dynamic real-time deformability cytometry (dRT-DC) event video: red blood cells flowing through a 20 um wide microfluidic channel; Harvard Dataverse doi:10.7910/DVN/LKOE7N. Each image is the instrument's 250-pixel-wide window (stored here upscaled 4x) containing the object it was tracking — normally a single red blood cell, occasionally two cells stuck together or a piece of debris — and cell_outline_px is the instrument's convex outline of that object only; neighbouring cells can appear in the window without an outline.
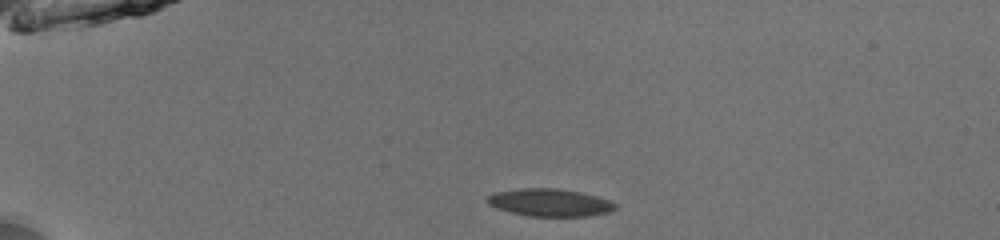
{"species": "common noctule bat (a hibernating species)", "species_latin": "Nyctalus noctula", "temperature_condition": "room temperature", "stored_images_in_passage": 24, "camera_frame_rate_fps": 3000, "um_per_image_px": 0.085, "animal": {"sex": "male", "body_mass_g": 13.0, "forearm_length_mm": 53.1}, "frame": {"image": 1, "passage_image": 1, "time_ms": 0.0, "image_size_px": [1000, 240], "cell_outline_px": [[616, 208], [608, 212], [588, 216], [528, 216], [512, 212], [488, 204], [488, 196], [496, 192], [520, 188], [556, 188], [580, 192], [596, 196], [608, 200], [616, 204]], "centroid_in_image_um": [46.75, 17.21], "position_along_channel_um": 38.2, "area_um2": 20.23}}
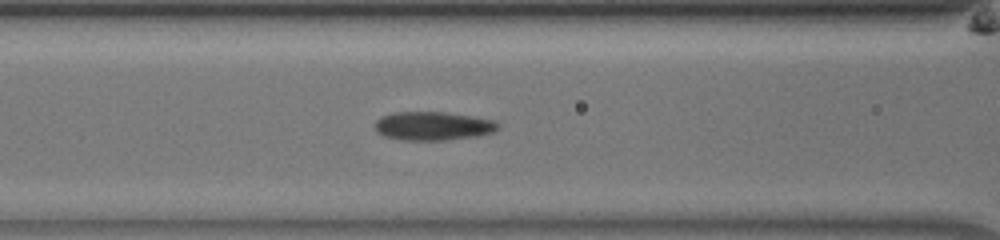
{"frame": {"image": 2, "passage_image": 12, "time_ms": 3.667, "image_size_px": [1000, 240], "cell_outline_px": [[500, 128], [492, 132], [476, 136], [448, 140], [400, 140], [384, 136], [376, 128], [376, 120], [380, 116], [392, 112], [444, 112], [472, 116], [492, 120], [500, 124]], "centroid_in_image_um": [36.81, 10.7], "position_along_channel_um": 129.8, "area_um2": 20.52}}
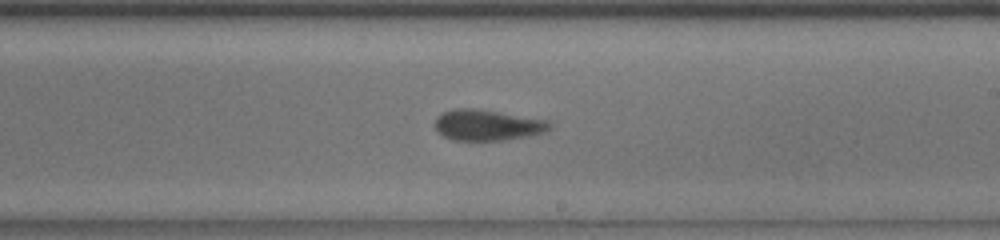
{"frame": {"image": 3, "passage_image": 21, "time_ms": 6.667, "image_size_px": [1000, 240], "cell_outline_px": [[552, 128], [544, 132], [532, 136], [504, 140], [452, 140], [436, 132], [436, 116], [444, 112], [456, 108], [472, 108], [552, 120]], "centroid_in_image_um": [41.49, 10.64], "position_along_channel_um": 247.5, "area_um2": 20.87}}